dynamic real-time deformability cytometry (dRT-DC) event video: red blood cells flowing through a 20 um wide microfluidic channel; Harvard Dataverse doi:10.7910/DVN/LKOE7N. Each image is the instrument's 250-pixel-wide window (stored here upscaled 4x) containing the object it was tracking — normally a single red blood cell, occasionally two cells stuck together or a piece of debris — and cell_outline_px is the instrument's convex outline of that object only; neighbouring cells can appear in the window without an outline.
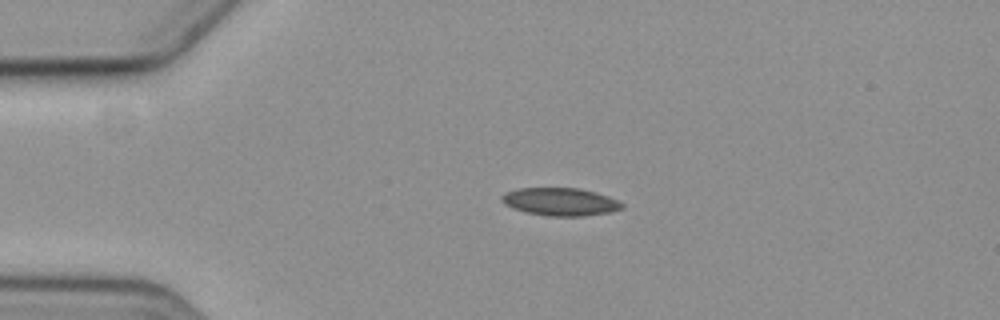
{"species": "common noctule bat (a hibernating species)", "species_latin": "Nyctalus noctula", "temperature_condition": "cold", "stored_images_in_passage": 3, "camera_frame_rate_fps": 3000, "um_per_image_px": 0.085, "animal": {"sex": "female", "body_mass_g": 19.3, "forearm_length_mm": 54.1}, "frame": {"image": 1, "passage_image": 2, "time_ms": 1.333, "image_size_px": [1000, 320], "cell_outline_px": [[624, 208], [608, 212], [584, 216], [548, 216], [528, 212], [512, 208], [504, 204], [500, 200], [500, 196], [508, 192], [520, 188], [576, 188], [596, 192], [608, 196], [624, 204]], "centroid_in_image_um": [47.62, 17.15], "position_along_channel_um": 37.4, "area_um2": 19.36}}